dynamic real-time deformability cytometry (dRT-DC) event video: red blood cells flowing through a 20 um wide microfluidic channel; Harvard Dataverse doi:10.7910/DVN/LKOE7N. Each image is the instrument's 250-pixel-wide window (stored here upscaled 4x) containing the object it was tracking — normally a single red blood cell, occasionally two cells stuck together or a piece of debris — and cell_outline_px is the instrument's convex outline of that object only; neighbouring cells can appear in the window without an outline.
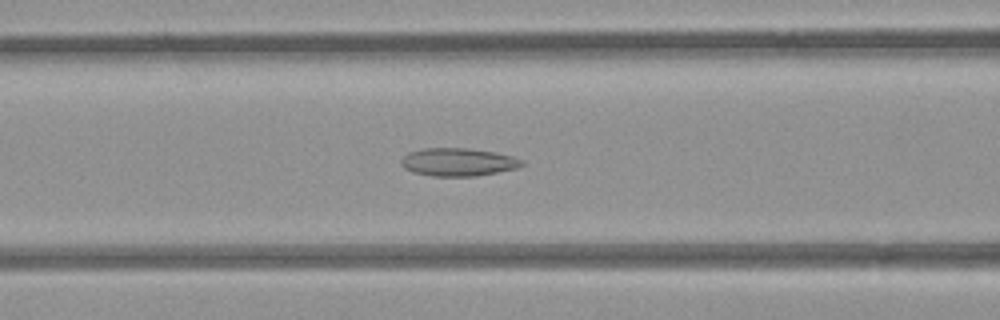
{"species": "common noctule bat (a hibernating species)", "species_latin": "Nyctalus noctula", "temperature_condition": "room temperature", "stored_images_in_passage": 54, "segment_of_instrument_passage": [1, 2], "camera_frame_rate_fps": 3000, "um_per_image_px": 0.085, "animal": {"sex": "female", "body_mass_g": 21.9}, "frame": {"image": 1, "passage_image": 21, "time_ms": 6.667, "image_size_px": [1000, 320], "cell_outline_px": [[524, 164], [516, 168], [476, 176], [432, 176], [412, 172], [404, 168], [400, 164], [400, 160], [408, 152], [424, 148], [468, 148], [496, 152], [512, 156], [524, 160]], "centroid_in_image_um": [38.92, 13.77], "position_along_channel_um": 127.7, "area_um2": 19.77}}
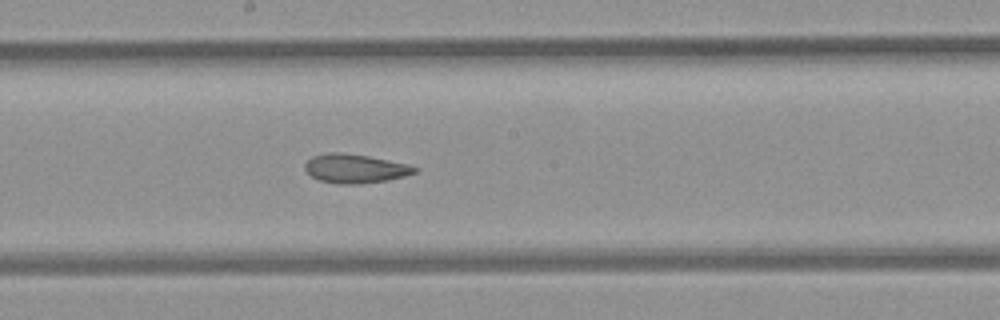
{"frame": {"image": 2, "passage_image": 28, "time_ms": 9.0, "image_size_px": [1000, 320], "cell_outline_px": [[420, 168], [416, 172], [404, 176], [388, 180], [360, 184], [336, 184], [316, 180], [304, 168], [304, 164], [312, 156], [328, 152], [344, 152], [368, 156], [408, 164]], "centroid_in_image_um": [30.17, 14.33], "position_along_channel_um": 218.0, "area_um2": 18.73}}
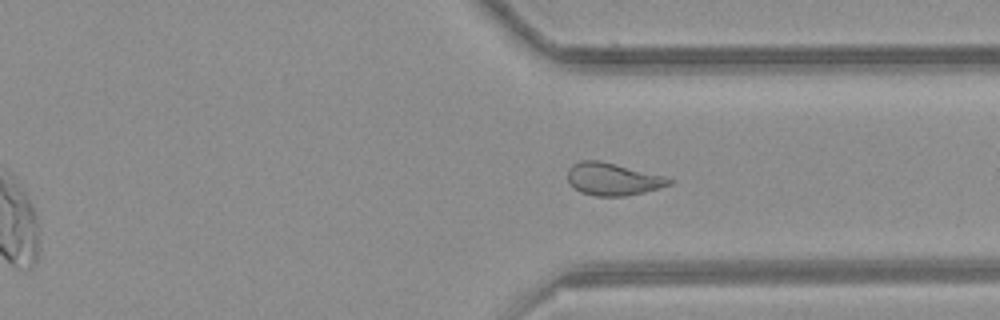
{"frame": {"image": 3, "passage_image": 39, "time_ms": 12.667, "image_size_px": [1000, 320], "cell_outline_px": [[672, 184], [660, 188], [644, 192], [624, 196], [596, 196], [580, 192], [572, 188], [568, 180], [568, 168], [572, 164], [580, 160], [600, 160], [664, 176], [672, 180]], "centroid_in_image_um": [52.05, 15.22], "position_along_channel_um": 359.4, "area_um2": 19.25}}